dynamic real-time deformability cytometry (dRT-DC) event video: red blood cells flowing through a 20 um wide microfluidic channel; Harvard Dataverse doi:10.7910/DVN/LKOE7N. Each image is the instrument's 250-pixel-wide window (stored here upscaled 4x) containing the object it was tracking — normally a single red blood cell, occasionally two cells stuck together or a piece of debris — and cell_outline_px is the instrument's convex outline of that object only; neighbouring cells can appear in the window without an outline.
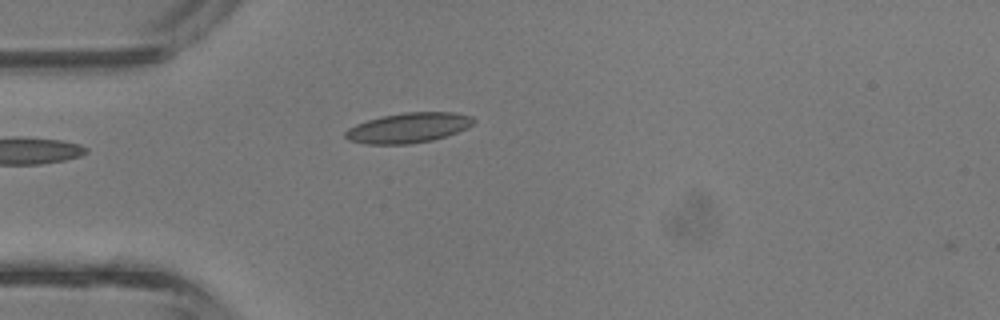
{"species": "common noctule bat (a hibernating species)", "species_latin": "Nyctalus noctula", "temperature_condition": "room temperature", "stored_images_in_passage": 2, "camera_frame_rate_fps": 3000, "um_per_image_px": 0.085, "animal": {"sex": "male", "body_mass_g": 13.3}, "frame": {"image": 1, "passage_image": 2, "time_ms": 0.333, "image_size_px": [1000, 320], "cell_outline_px": [[476, 120], [468, 128], [448, 136], [432, 140], [408, 144], [364, 144], [348, 140], [344, 136], [344, 132], [348, 128], [356, 124], [380, 116], [404, 112], [452, 112], [472, 116]], "centroid_in_image_um": [34.71, 10.86], "position_along_channel_um": 50.3, "area_um2": 22.66}}